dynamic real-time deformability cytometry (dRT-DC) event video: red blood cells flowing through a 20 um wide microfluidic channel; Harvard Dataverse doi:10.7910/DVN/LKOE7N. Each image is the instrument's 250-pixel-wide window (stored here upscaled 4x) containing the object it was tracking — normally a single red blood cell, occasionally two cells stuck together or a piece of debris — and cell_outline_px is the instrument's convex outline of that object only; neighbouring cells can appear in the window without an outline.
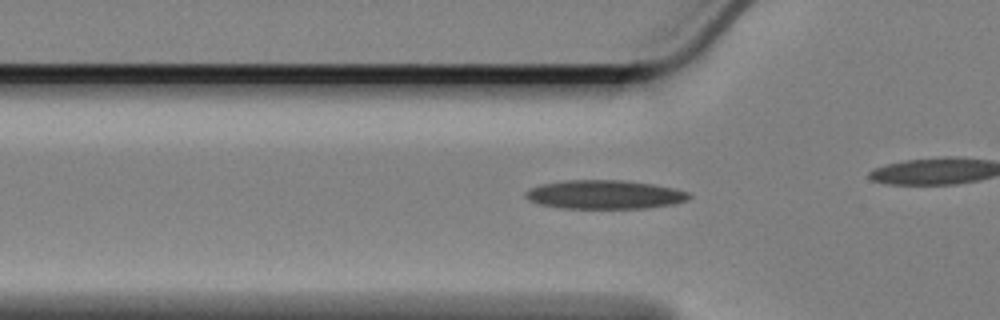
{"species": "Egyptian fruit bat (a non-hibernating species)", "species_latin": "Rousettus aegyptiacus", "temperature_condition": "cold", "stored_images_in_passage": 43, "camera_frame_rate_fps": 3000, "um_per_image_px": 0.085, "animal": {"sex": "female"}, "frame": {"image": 1, "passage_image": 16, "time_ms": 5.0, "image_size_px": [1000, 320], "cell_outline_px": [[692, 196], [688, 200], [672, 204], [648, 208], [560, 208], [540, 204], [528, 200], [524, 196], [524, 192], [532, 188], [544, 184], [568, 180], [620, 180], [652, 184], [672, 188], [688, 192]], "centroid_in_image_um": [51.4, 16.54], "position_along_channel_um": 74.4, "area_um2": 27.22}}
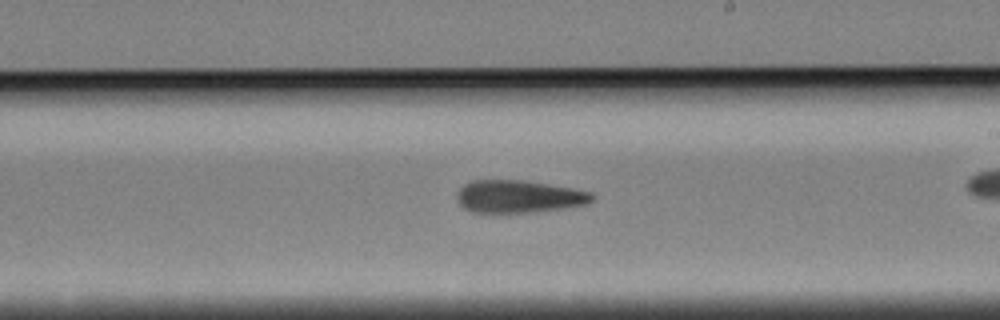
{"frame": {"image": 2, "passage_image": 31, "time_ms": 10.0, "image_size_px": [1000, 320], "cell_outline_px": [[596, 196], [588, 204], [564, 208], [536, 212], [472, 212], [464, 208], [460, 204], [456, 196], [460, 188], [464, 184], [472, 180], [520, 180], [572, 188], [592, 192]], "centroid_in_image_um": [44.11, 16.7], "position_along_channel_um": 244.9, "area_um2": 25.61}}
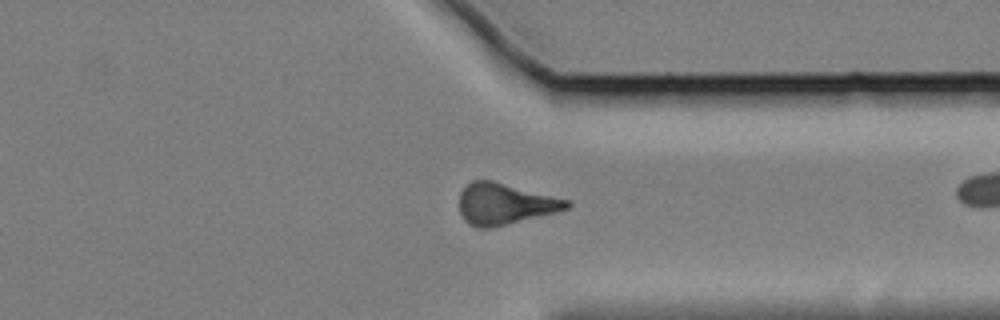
{"frame": {"image": 3, "passage_image": 42, "time_ms": 13.667, "image_size_px": [1000, 320], "cell_outline_px": [[572, 204], [568, 208], [556, 212], [488, 228], [476, 228], [468, 224], [464, 220], [460, 212], [460, 192], [472, 180], [492, 180], [572, 200]], "centroid_in_image_um": [42.92, 17.32], "position_along_channel_um": 368.5, "area_um2": 25.78}}